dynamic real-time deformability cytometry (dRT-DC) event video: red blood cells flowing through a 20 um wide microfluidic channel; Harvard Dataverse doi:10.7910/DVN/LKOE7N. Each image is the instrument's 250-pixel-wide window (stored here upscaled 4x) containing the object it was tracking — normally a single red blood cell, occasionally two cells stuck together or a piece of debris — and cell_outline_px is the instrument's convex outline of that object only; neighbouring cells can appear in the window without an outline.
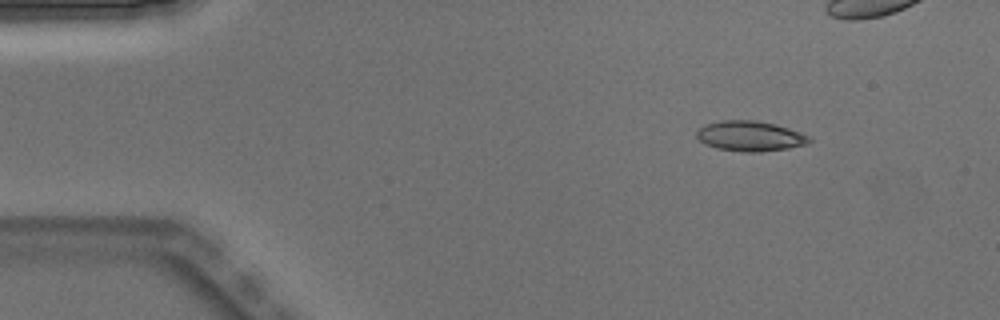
{"species": "Egyptian fruit bat (a non-hibernating species)", "species_latin": "Rousettus aegyptiacus", "temperature_condition": "warm", "stored_images_in_passage": 4, "camera_frame_rate_fps": 3000, "um_per_image_px": 0.085, "animal": {"sex": "male"}, "frame": {"image": 1, "passage_image": 1, "time_ms": 0.0, "image_size_px": [1000, 320], "cell_outline_px": [[812, 140], [808, 144], [788, 148], [760, 152], [744, 152], [716, 148], [704, 144], [696, 136], [696, 132], [704, 124], [720, 120], [756, 120], [776, 124], [800, 132], [808, 136]], "centroid_in_image_um": [63.74, 11.56], "position_along_channel_um": 21.3, "area_um2": 19.94}}